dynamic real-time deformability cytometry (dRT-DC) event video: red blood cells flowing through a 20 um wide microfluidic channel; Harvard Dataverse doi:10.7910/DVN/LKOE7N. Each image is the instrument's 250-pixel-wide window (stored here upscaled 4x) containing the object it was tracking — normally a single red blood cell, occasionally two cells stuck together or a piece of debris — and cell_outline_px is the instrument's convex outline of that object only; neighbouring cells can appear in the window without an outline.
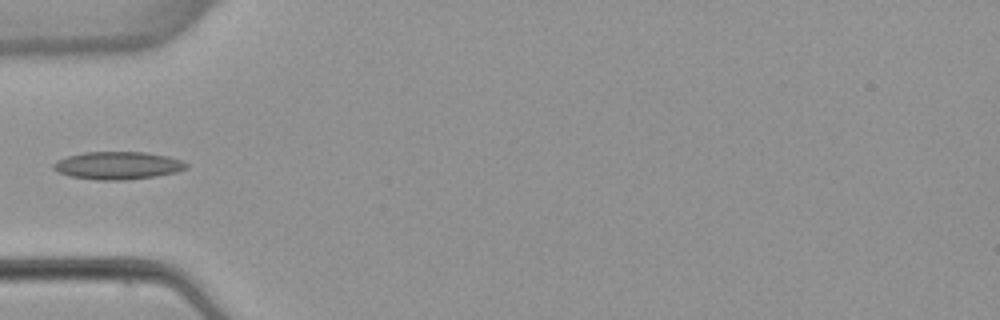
{"species": "common noctule bat (a hibernating species)", "species_latin": "Nyctalus noctula", "temperature_condition": "warm", "stored_images_in_passage": 2, "camera_frame_rate_fps": 3000, "um_per_image_px": 0.085, "animal": {"sex": "female", "body_mass_g": 22.7, "forearm_length_mm": 54.2}, "frame": {"image": 1, "passage_image": 1, "time_ms": 0.0, "image_size_px": [1000, 320], "cell_outline_px": [[188, 168], [176, 172], [156, 176], [124, 180], [96, 180], [68, 176], [56, 172], [52, 168], [52, 164], [56, 160], [68, 156], [84, 152], [144, 152], [168, 156], [180, 160], [188, 164]], "centroid_in_image_um": [9.97, 14.07], "position_along_channel_um": 75.0, "area_um2": 21.62}}
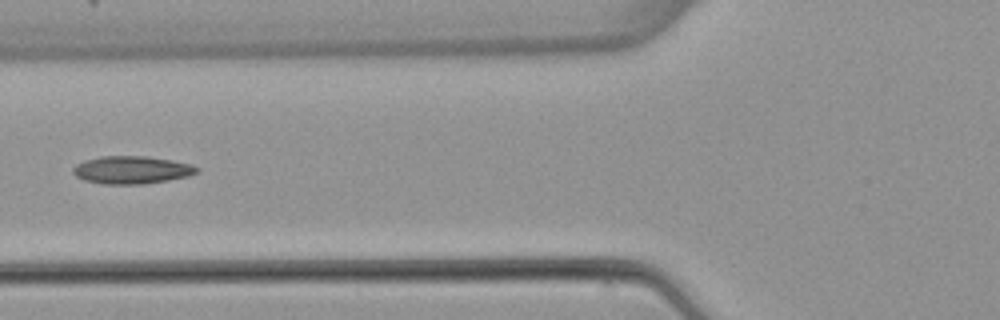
{"frame": {"image": 2, "passage_image": 2, "time_ms": 1.0, "image_size_px": [1000, 320], "cell_outline_px": [[200, 168], [196, 172], [188, 176], [168, 180], [144, 184], [104, 184], [84, 180], [76, 176], [72, 172], [72, 168], [76, 164], [84, 160], [100, 156], [144, 156], [172, 160], [192, 164]], "centroid_in_image_um": [11.17, 14.44], "position_along_channel_um": 114.6, "area_um2": 20.06}}